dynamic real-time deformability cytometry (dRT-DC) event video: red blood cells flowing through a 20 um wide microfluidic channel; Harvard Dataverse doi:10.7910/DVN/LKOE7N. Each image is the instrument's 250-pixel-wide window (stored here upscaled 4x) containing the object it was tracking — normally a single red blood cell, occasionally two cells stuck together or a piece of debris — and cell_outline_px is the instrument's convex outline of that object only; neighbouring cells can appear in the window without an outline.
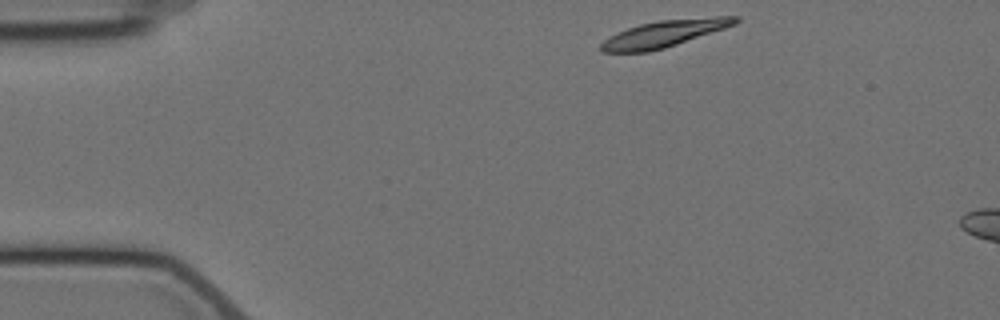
{"species": "Egyptian fruit bat (a non-hibernating species)", "species_latin": "Rousettus aegyptiacus", "temperature_condition": "cold", "stored_images_in_passage": 3, "camera_frame_rate_fps": 3000, "um_per_image_px": 0.085, "animal": {"sex": "female"}, "frame": {"image": 1, "passage_image": 1, "time_ms": 0.0, "image_size_px": [1000, 320], "cell_outline_px": [[740, 20], [736, 24], [664, 48], [648, 52], [600, 52], [600, 44], [604, 40], [628, 28], [640, 24], [660, 20], [716, 16], [740, 16]], "centroid_in_image_um": [56.48, 2.85], "position_along_channel_um": 28.5, "area_um2": 20.58}}